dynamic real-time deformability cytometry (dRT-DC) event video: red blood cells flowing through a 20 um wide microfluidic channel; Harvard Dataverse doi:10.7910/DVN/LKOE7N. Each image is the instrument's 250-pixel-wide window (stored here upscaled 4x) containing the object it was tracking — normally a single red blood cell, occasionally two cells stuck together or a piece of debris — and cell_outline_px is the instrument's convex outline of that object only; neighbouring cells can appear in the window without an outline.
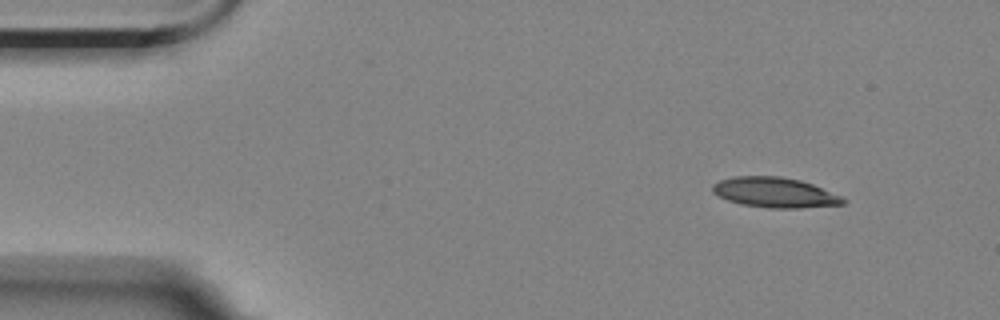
{"species": "Egyptian fruit bat (a non-hibernating species)", "species_latin": "Rousettus aegyptiacus", "temperature_condition": "room temperature", "stored_images_in_passage": 11, "camera_frame_rate_fps": 3000, "um_per_image_px": 0.085, "animal": {"sex": "female"}, "frame": {"image": 1, "passage_image": 1, "time_ms": 0.0, "image_size_px": [1000, 320], "cell_outline_px": [[848, 200], [844, 204], [800, 208], [768, 208], [740, 204], [728, 200], [712, 192], [712, 184], [720, 180], [732, 176], [780, 176], [800, 180], [812, 184], [840, 196]], "centroid_in_image_um": [65.84, 16.36], "position_along_channel_um": 19.2, "area_um2": 22.89}}